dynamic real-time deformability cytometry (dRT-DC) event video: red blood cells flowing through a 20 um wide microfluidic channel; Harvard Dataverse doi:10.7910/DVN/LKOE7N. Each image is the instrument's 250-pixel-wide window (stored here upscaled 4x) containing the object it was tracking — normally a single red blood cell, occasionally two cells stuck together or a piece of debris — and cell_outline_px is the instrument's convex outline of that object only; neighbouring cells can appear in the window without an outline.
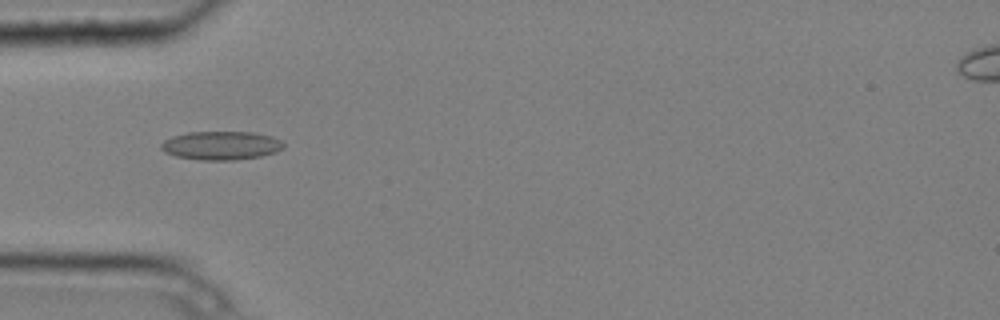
{"species": "common noctule bat (a hibernating species)", "species_latin": "Nyctalus noctula", "temperature_condition": "cold", "stored_images_in_passage": 2, "camera_frame_rate_fps": 3000, "um_per_image_px": 0.085, "animal": {"sex": "male", "body_mass_g": 20.4}, "frame": {"image": 1, "passage_image": 1, "time_ms": 0.0, "image_size_px": [1000, 320], "cell_outline_px": [[284, 148], [276, 152], [260, 156], [232, 160], [200, 160], [176, 156], [164, 152], [160, 148], [160, 144], [164, 140], [172, 136], [188, 132], [252, 132], [272, 136], [280, 140], [284, 144]], "centroid_in_image_um": [18.78, 12.36], "position_along_channel_um": 66.2, "area_um2": 20.46}}
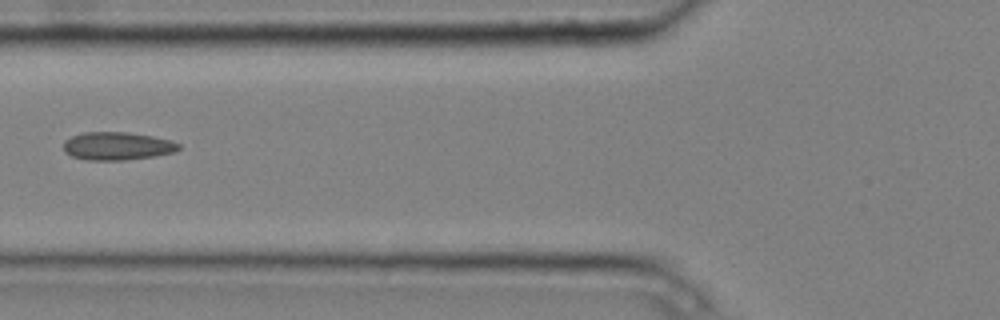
{"frame": {"image": 2, "passage_image": 2, "time_ms": 0.333, "image_size_px": [1000, 320], "cell_outline_px": [[180, 148], [172, 152], [156, 156], [124, 160], [88, 160], [72, 156], [64, 152], [64, 140], [72, 136], [84, 132], [128, 132], [152, 136], [172, 140], [180, 144]], "centroid_in_image_um": [9.96, 12.41], "position_along_channel_um": 115.8, "area_um2": 18.84}}